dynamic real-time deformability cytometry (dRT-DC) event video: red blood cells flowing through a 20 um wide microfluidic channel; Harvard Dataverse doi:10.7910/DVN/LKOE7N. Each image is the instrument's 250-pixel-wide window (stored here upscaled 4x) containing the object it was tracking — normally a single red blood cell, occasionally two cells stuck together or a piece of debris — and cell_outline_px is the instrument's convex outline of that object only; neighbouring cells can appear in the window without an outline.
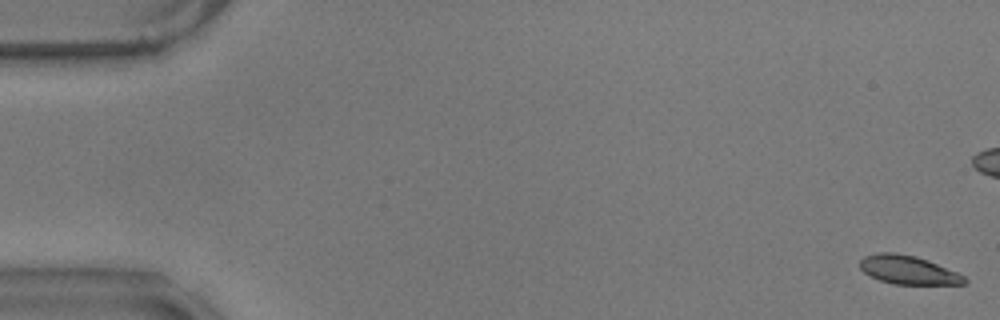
{"species": "common noctule bat (a hibernating species)", "species_latin": "Nyctalus noctula", "temperature_condition": "warm", "stored_images_in_passage": 59, "camera_frame_rate_fps": 3000, "um_per_image_px": 0.085, "animal": {"sex": "male", "body_mass_g": 17.9}, "frame": {"image": 1, "passage_image": 1, "time_ms": 0.0, "image_size_px": [1000, 320], "cell_outline_px": [[968, 280], [964, 284], [892, 284], [880, 280], [864, 272], [860, 268], [860, 260], [864, 256], [876, 252], [896, 252], [916, 256], [928, 260], [956, 272], [964, 276]], "centroid_in_image_um": [77.17, 22.93], "position_along_channel_um": 7.8, "area_um2": 17.4}}
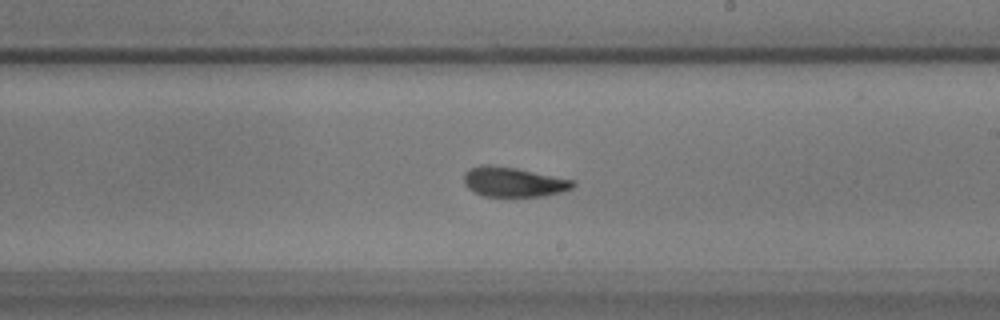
{"frame": {"image": 2, "passage_image": 34, "time_ms": 11.0, "image_size_px": [1000, 320], "cell_outline_px": [[576, 184], [572, 188], [564, 192], [544, 196], [484, 196], [472, 192], [464, 184], [464, 172], [472, 168], [484, 164], [488, 164], [516, 168], [572, 180]], "centroid_in_image_um": [43.62, 15.48], "position_along_channel_um": 245.4, "area_um2": 18.84}}
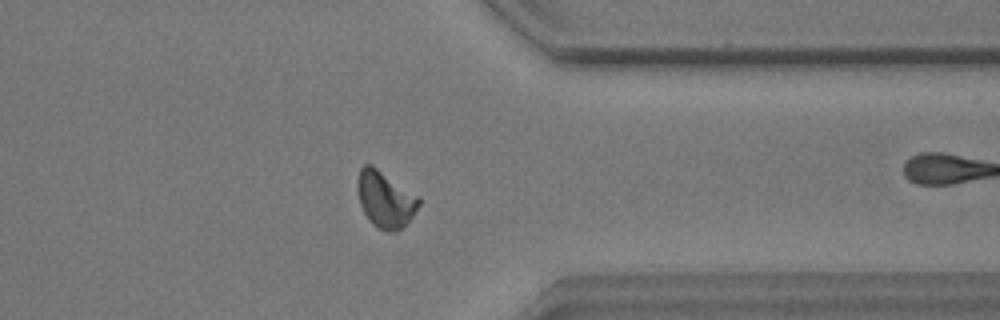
{"frame": {"image": 3, "passage_image": 46, "time_ms": 15.0, "image_size_px": [1000, 320], "cell_outline_px": [[420, 204], [412, 216], [396, 232], [388, 232], [376, 228], [372, 224], [364, 212], [360, 204], [356, 188], [356, 180], [360, 168], [364, 164], [372, 164], [420, 196]], "centroid_in_image_um": [32.72, 16.91], "position_along_channel_um": 378.7, "area_um2": 20.46}, "authors_computed_cell_mechanics": {"area_um2": 19.0162, "velocity_mm_per_s": 3.5018, "shape_relaxation_time_tau1_ms": 4.3552, "shape_relaxation_time_tau2_ms": 1.6127, "deformation_change_tau1": 0.1629, "deformation_change_tau2": 0.078}}